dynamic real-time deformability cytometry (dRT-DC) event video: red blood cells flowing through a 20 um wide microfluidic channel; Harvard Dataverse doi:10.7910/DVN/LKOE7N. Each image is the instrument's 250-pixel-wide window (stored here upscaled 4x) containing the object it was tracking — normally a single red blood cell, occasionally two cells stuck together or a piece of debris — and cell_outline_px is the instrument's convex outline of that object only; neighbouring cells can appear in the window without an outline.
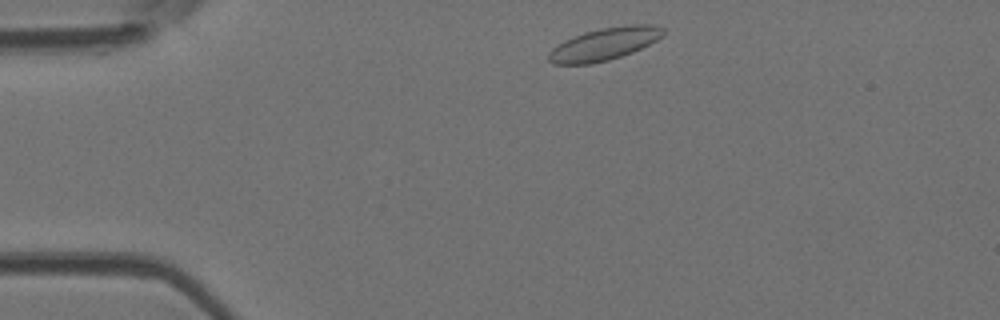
{"species": "Egyptian fruit bat (a non-hibernating species)", "species_latin": "Rousettus aegyptiacus", "temperature_condition": "room temperature", "stored_images_in_passage": 42, "camera_frame_rate_fps": 3000, "um_per_image_px": 0.085, "animal": {"sex": "female"}, "frame": {"image": 1, "passage_image": 2, "time_ms": 0.333, "image_size_px": [1000, 320], "cell_outline_px": [[664, 36], [632, 52], [608, 60], [588, 64], [552, 64], [548, 60], [548, 52], [552, 48], [564, 40], [584, 32], [600, 28], [628, 24], [652, 24], [664, 28]], "centroid_in_image_um": [51.36, 3.73], "position_along_channel_um": 33.6, "area_um2": 21.68}}
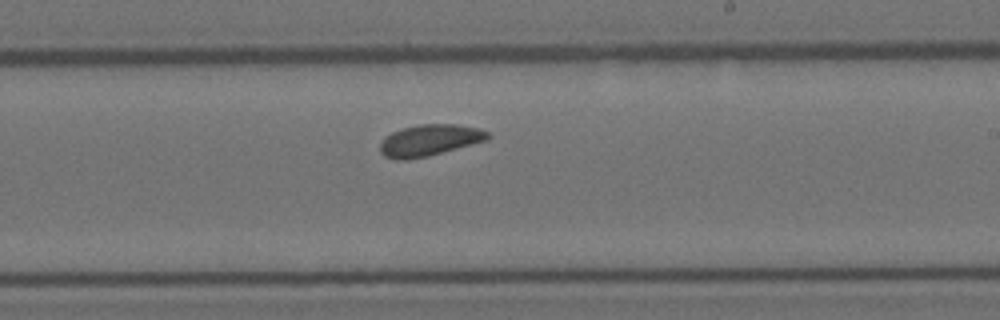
{"frame": {"image": 2, "passage_image": 22, "time_ms": 7.0, "image_size_px": [1000, 320], "cell_outline_px": [[492, 136], [488, 140], [428, 156], [408, 160], [396, 160], [384, 156], [380, 152], [380, 144], [384, 136], [400, 128], [420, 124], [456, 124], [476, 128], [488, 132]], "centroid_in_image_um": [36.48, 11.92], "position_along_channel_um": 252.5, "area_um2": 19.88}}
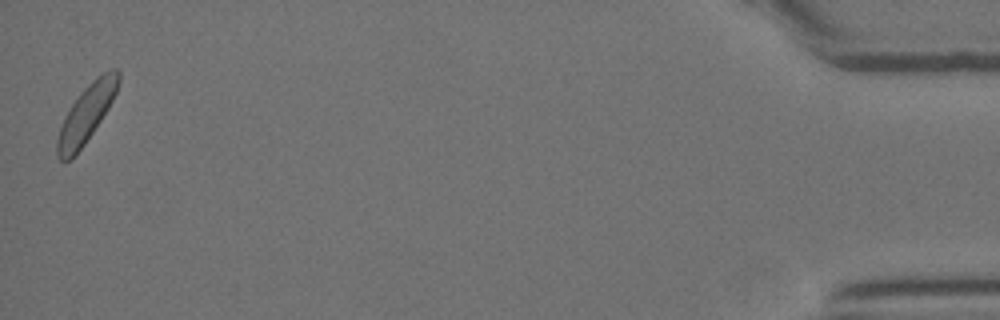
{"frame": {"image": 3, "passage_image": 42, "time_ms": 13.667, "image_size_px": [1000, 320], "cell_outline_px": [[120, 80], [116, 92], [108, 108], [84, 144], [72, 160], [64, 164], [56, 156], [56, 140], [64, 116], [80, 92], [96, 76], [112, 68], [116, 68], [120, 72]], "centroid_in_image_um": [7.31, 9.7], "position_along_channel_um": 427.9, "area_um2": 20.46}, "authors_computed_cell_mechanics": {"area_um2": 19.7676, "velocity_mm_per_s": 3.9917, "shape_relaxation_time_tau1_ms": 1.185, "shape_relaxation_time_tau2_ms": null, "deformation_change_tau1": 0.0412, "deformation_change_tau2": null}}